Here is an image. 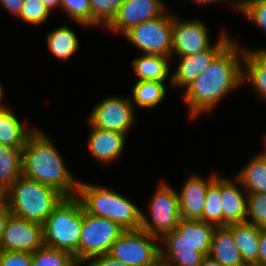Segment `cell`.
I'll return each instance as SVG.
<instances>
[{"label":"cell","instance_id":"obj_7","mask_svg":"<svg viewBox=\"0 0 266 266\" xmlns=\"http://www.w3.org/2000/svg\"><path fill=\"white\" fill-rule=\"evenodd\" d=\"M157 240L160 239L141 228L125 230L108 254L129 266H150L160 256Z\"/></svg>","mask_w":266,"mask_h":266},{"label":"cell","instance_id":"obj_41","mask_svg":"<svg viewBox=\"0 0 266 266\" xmlns=\"http://www.w3.org/2000/svg\"><path fill=\"white\" fill-rule=\"evenodd\" d=\"M246 51L263 67L266 69V49L248 50Z\"/></svg>","mask_w":266,"mask_h":266},{"label":"cell","instance_id":"obj_29","mask_svg":"<svg viewBox=\"0 0 266 266\" xmlns=\"http://www.w3.org/2000/svg\"><path fill=\"white\" fill-rule=\"evenodd\" d=\"M32 266H80V264L67 251L43 246L32 254Z\"/></svg>","mask_w":266,"mask_h":266},{"label":"cell","instance_id":"obj_20","mask_svg":"<svg viewBox=\"0 0 266 266\" xmlns=\"http://www.w3.org/2000/svg\"><path fill=\"white\" fill-rule=\"evenodd\" d=\"M209 256L222 266H247L227 227H217L213 233Z\"/></svg>","mask_w":266,"mask_h":266},{"label":"cell","instance_id":"obj_3","mask_svg":"<svg viewBox=\"0 0 266 266\" xmlns=\"http://www.w3.org/2000/svg\"><path fill=\"white\" fill-rule=\"evenodd\" d=\"M76 196L86 213L115 221L125 230L140 229L142 212L120 193L79 182Z\"/></svg>","mask_w":266,"mask_h":266},{"label":"cell","instance_id":"obj_38","mask_svg":"<svg viewBox=\"0 0 266 266\" xmlns=\"http://www.w3.org/2000/svg\"><path fill=\"white\" fill-rule=\"evenodd\" d=\"M258 266H266V229L261 230L259 237Z\"/></svg>","mask_w":266,"mask_h":266},{"label":"cell","instance_id":"obj_26","mask_svg":"<svg viewBox=\"0 0 266 266\" xmlns=\"http://www.w3.org/2000/svg\"><path fill=\"white\" fill-rule=\"evenodd\" d=\"M50 51L61 60L69 59L78 49L77 35L67 26H61L50 32L47 37Z\"/></svg>","mask_w":266,"mask_h":266},{"label":"cell","instance_id":"obj_28","mask_svg":"<svg viewBox=\"0 0 266 266\" xmlns=\"http://www.w3.org/2000/svg\"><path fill=\"white\" fill-rule=\"evenodd\" d=\"M221 198V178L217 176L207 188L204 209L199 220L222 227Z\"/></svg>","mask_w":266,"mask_h":266},{"label":"cell","instance_id":"obj_30","mask_svg":"<svg viewBox=\"0 0 266 266\" xmlns=\"http://www.w3.org/2000/svg\"><path fill=\"white\" fill-rule=\"evenodd\" d=\"M245 69H243V81L250 82L259 93V96L266 100V69L263 68L247 51L243 58Z\"/></svg>","mask_w":266,"mask_h":266},{"label":"cell","instance_id":"obj_46","mask_svg":"<svg viewBox=\"0 0 266 266\" xmlns=\"http://www.w3.org/2000/svg\"><path fill=\"white\" fill-rule=\"evenodd\" d=\"M192 1H194L195 3L197 2V3L205 5V3L209 4V3H214L217 1H223V0H192Z\"/></svg>","mask_w":266,"mask_h":266},{"label":"cell","instance_id":"obj_12","mask_svg":"<svg viewBox=\"0 0 266 266\" xmlns=\"http://www.w3.org/2000/svg\"><path fill=\"white\" fill-rule=\"evenodd\" d=\"M232 40L223 30L219 40L215 45L200 51L195 55L179 56L180 63L176 72L171 76V85L186 88L197 77L204 73L210 66L214 58L231 42Z\"/></svg>","mask_w":266,"mask_h":266},{"label":"cell","instance_id":"obj_1","mask_svg":"<svg viewBox=\"0 0 266 266\" xmlns=\"http://www.w3.org/2000/svg\"><path fill=\"white\" fill-rule=\"evenodd\" d=\"M246 49L231 41L212 61L207 70L185 89L184 99L190 119L214 109L229 92L243 83V62ZM240 58H242L240 60Z\"/></svg>","mask_w":266,"mask_h":266},{"label":"cell","instance_id":"obj_33","mask_svg":"<svg viewBox=\"0 0 266 266\" xmlns=\"http://www.w3.org/2000/svg\"><path fill=\"white\" fill-rule=\"evenodd\" d=\"M60 6L79 25H92V10L89 0H60Z\"/></svg>","mask_w":266,"mask_h":266},{"label":"cell","instance_id":"obj_44","mask_svg":"<svg viewBox=\"0 0 266 266\" xmlns=\"http://www.w3.org/2000/svg\"><path fill=\"white\" fill-rule=\"evenodd\" d=\"M49 11L51 9L60 6V0H41Z\"/></svg>","mask_w":266,"mask_h":266},{"label":"cell","instance_id":"obj_6","mask_svg":"<svg viewBox=\"0 0 266 266\" xmlns=\"http://www.w3.org/2000/svg\"><path fill=\"white\" fill-rule=\"evenodd\" d=\"M125 231L115 221L90 215L83 208V223L79 240V264L108 254L114 242Z\"/></svg>","mask_w":266,"mask_h":266},{"label":"cell","instance_id":"obj_24","mask_svg":"<svg viewBox=\"0 0 266 266\" xmlns=\"http://www.w3.org/2000/svg\"><path fill=\"white\" fill-rule=\"evenodd\" d=\"M23 147L0 145V186L7 191L22 176Z\"/></svg>","mask_w":266,"mask_h":266},{"label":"cell","instance_id":"obj_5","mask_svg":"<svg viewBox=\"0 0 266 266\" xmlns=\"http://www.w3.org/2000/svg\"><path fill=\"white\" fill-rule=\"evenodd\" d=\"M63 197L50 186L20 176L7 191V205L12 215L43 225Z\"/></svg>","mask_w":266,"mask_h":266},{"label":"cell","instance_id":"obj_34","mask_svg":"<svg viewBox=\"0 0 266 266\" xmlns=\"http://www.w3.org/2000/svg\"><path fill=\"white\" fill-rule=\"evenodd\" d=\"M247 215L250 220L247 222L266 229V194L265 193H247Z\"/></svg>","mask_w":266,"mask_h":266},{"label":"cell","instance_id":"obj_11","mask_svg":"<svg viewBox=\"0 0 266 266\" xmlns=\"http://www.w3.org/2000/svg\"><path fill=\"white\" fill-rule=\"evenodd\" d=\"M44 246L43 225L11 215L7 221L1 251L33 254Z\"/></svg>","mask_w":266,"mask_h":266},{"label":"cell","instance_id":"obj_47","mask_svg":"<svg viewBox=\"0 0 266 266\" xmlns=\"http://www.w3.org/2000/svg\"><path fill=\"white\" fill-rule=\"evenodd\" d=\"M2 95H3V88H2V86H1V84H0V100H2L1 98H2ZM3 106V104L2 105H0V108Z\"/></svg>","mask_w":266,"mask_h":266},{"label":"cell","instance_id":"obj_40","mask_svg":"<svg viewBox=\"0 0 266 266\" xmlns=\"http://www.w3.org/2000/svg\"><path fill=\"white\" fill-rule=\"evenodd\" d=\"M11 215L12 213L8 205L0 208V251H1V243H2L4 231H5V227Z\"/></svg>","mask_w":266,"mask_h":266},{"label":"cell","instance_id":"obj_16","mask_svg":"<svg viewBox=\"0 0 266 266\" xmlns=\"http://www.w3.org/2000/svg\"><path fill=\"white\" fill-rule=\"evenodd\" d=\"M87 146L92 156L103 163H110L122 155L126 134L91 126Z\"/></svg>","mask_w":266,"mask_h":266},{"label":"cell","instance_id":"obj_14","mask_svg":"<svg viewBox=\"0 0 266 266\" xmlns=\"http://www.w3.org/2000/svg\"><path fill=\"white\" fill-rule=\"evenodd\" d=\"M161 2V0H123L117 15L107 29L125 34L135 25L160 17L165 13V7Z\"/></svg>","mask_w":266,"mask_h":266},{"label":"cell","instance_id":"obj_19","mask_svg":"<svg viewBox=\"0 0 266 266\" xmlns=\"http://www.w3.org/2000/svg\"><path fill=\"white\" fill-rule=\"evenodd\" d=\"M233 234L235 245L247 266L258 265L261 228L250 222L232 223L226 226Z\"/></svg>","mask_w":266,"mask_h":266},{"label":"cell","instance_id":"obj_22","mask_svg":"<svg viewBox=\"0 0 266 266\" xmlns=\"http://www.w3.org/2000/svg\"><path fill=\"white\" fill-rule=\"evenodd\" d=\"M26 124L13 114L6 106L0 108V145L24 147L29 135L34 131L25 128ZM30 131V132H28Z\"/></svg>","mask_w":266,"mask_h":266},{"label":"cell","instance_id":"obj_18","mask_svg":"<svg viewBox=\"0 0 266 266\" xmlns=\"http://www.w3.org/2000/svg\"><path fill=\"white\" fill-rule=\"evenodd\" d=\"M160 239L165 243L163 248L160 246V255L175 266L201 265L205 255L196 251L195 247L185 242L176 230L167 232Z\"/></svg>","mask_w":266,"mask_h":266},{"label":"cell","instance_id":"obj_42","mask_svg":"<svg viewBox=\"0 0 266 266\" xmlns=\"http://www.w3.org/2000/svg\"><path fill=\"white\" fill-rule=\"evenodd\" d=\"M150 266H175V265L160 255Z\"/></svg>","mask_w":266,"mask_h":266},{"label":"cell","instance_id":"obj_35","mask_svg":"<svg viewBox=\"0 0 266 266\" xmlns=\"http://www.w3.org/2000/svg\"><path fill=\"white\" fill-rule=\"evenodd\" d=\"M49 13L50 11L41 0H25L19 17L28 23L39 26L46 21Z\"/></svg>","mask_w":266,"mask_h":266},{"label":"cell","instance_id":"obj_32","mask_svg":"<svg viewBox=\"0 0 266 266\" xmlns=\"http://www.w3.org/2000/svg\"><path fill=\"white\" fill-rule=\"evenodd\" d=\"M234 6L249 21L266 31V0H240Z\"/></svg>","mask_w":266,"mask_h":266},{"label":"cell","instance_id":"obj_13","mask_svg":"<svg viewBox=\"0 0 266 266\" xmlns=\"http://www.w3.org/2000/svg\"><path fill=\"white\" fill-rule=\"evenodd\" d=\"M209 39L203 22L197 19L180 22L173 16L172 55H195L211 46Z\"/></svg>","mask_w":266,"mask_h":266},{"label":"cell","instance_id":"obj_39","mask_svg":"<svg viewBox=\"0 0 266 266\" xmlns=\"http://www.w3.org/2000/svg\"><path fill=\"white\" fill-rule=\"evenodd\" d=\"M25 0H0V5L19 16Z\"/></svg>","mask_w":266,"mask_h":266},{"label":"cell","instance_id":"obj_21","mask_svg":"<svg viewBox=\"0 0 266 266\" xmlns=\"http://www.w3.org/2000/svg\"><path fill=\"white\" fill-rule=\"evenodd\" d=\"M217 227L201 220L180 219L176 231L183 237L185 242L195 247V250L209 255L212 236Z\"/></svg>","mask_w":266,"mask_h":266},{"label":"cell","instance_id":"obj_17","mask_svg":"<svg viewBox=\"0 0 266 266\" xmlns=\"http://www.w3.org/2000/svg\"><path fill=\"white\" fill-rule=\"evenodd\" d=\"M239 181L221 178L222 227L247 219V193L238 188Z\"/></svg>","mask_w":266,"mask_h":266},{"label":"cell","instance_id":"obj_4","mask_svg":"<svg viewBox=\"0 0 266 266\" xmlns=\"http://www.w3.org/2000/svg\"><path fill=\"white\" fill-rule=\"evenodd\" d=\"M83 206L74 195L63 197L43 224L44 246L71 253L79 263Z\"/></svg>","mask_w":266,"mask_h":266},{"label":"cell","instance_id":"obj_27","mask_svg":"<svg viewBox=\"0 0 266 266\" xmlns=\"http://www.w3.org/2000/svg\"><path fill=\"white\" fill-rule=\"evenodd\" d=\"M166 95V88L160 81H137L133 86V102L139 107L153 108Z\"/></svg>","mask_w":266,"mask_h":266},{"label":"cell","instance_id":"obj_23","mask_svg":"<svg viewBox=\"0 0 266 266\" xmlns=\"http://www.w3.org/2000/svg\"><path fill=\"white\" fill-rule=\"evenodd\" d=\"M169 57L161 55L145 54L132 61L133 69L137 75V81L164 82L169 74Z\"/></svg>","mask_w":266,"mask_h":266},{"label":"cell","instance_id":"obj_25","mask_svg":"<svg viewBox=\"0 0 266 266\" xmlns=\"http://www.w3.org/2000/svg\"><path fill=\"white\" fill-rule=\"evenodd\" d=\"M236 179L244 186L246 193L266 194V154L262 152L251 159Z\"/></svg>","mask_w":266,"mask_h":266},{"label":"cell","instance_id":"obj_48","mask_svg":"<svg viewBox=\"0 0 266 266\" xmlns=\"http://www.w3.org/2000/svg\"><path fill=\"white\" fill-rule=\"evenodd\" d=\"M266 139V138H265ZM265 143H266V141H265ZM265 151H264V153L266 154V144H265V149H264Z\"/></svg>","mask_w":266,"mask_h":266},{"label":"cell","instance_id":"obj_8","mask_svg":"<svg viewBox=\"0 0 266 266\" xmlns=\"http://www.w3.org/2000/svg\"><path fill=\"white\" fill-rule=\"evenodd\" d=\"M173 16L164 13L132 27L124 35L145 54L172 55Z\"/></svg>","mask_w":266,"mask_h":266},{"label":"cell","instance_id":"obj_36","mask_svg":"<svg viewBox=\"0 0 266 266\" xmlns=\"http://www.w3.org/2000/svg\"><path fill=\"white\" fill-rule=\"evenodd\" d=\"M0 266H32V254L19 251H0Z\"/></svg>","mask_w":266,"mask_h":266},{"label":"cell","instance_id":"obj_45","mask_svg":"<svg viewBox=\"0 0 266 266\" xmlns=\"http://www.w3.org/2000/svg\"><path fill=\"white\" fill-rule=\"evenodd\" d=\"M7 205V190L0 186V208Z\"/></svg>","mask_w":266,"mask_h":266},{"label":"cell","instance_id":"obj_15","mask_svg":"<svg viewBox=\"0 0 266 266\" xmlns=\"http://www.w3.org/2000/svg\"><path fill=\"white\" fill-rule=\"evenodd\" d=\"M216 177L217 175L213 174L206 180L193 175L187 180L181 193H177L182 219L199 220L202 217L207 188Z\"/></svg>","mask_w":266,"mask_h":266},{"label":"cell","instance_id":"obj_43","mask_svg":"<svg viewBox=\"0 0 266 266\" xmlns=\"http://www.w3.org/2000/svg\"><path fill=\"white\" fill-rule=\"evenodd\" d=\"M200 266H222L217 260L211 258L209 255L205 256Z\"/></svg>","mask_w":266,"mask_h":266},{"label":"cell","instance_id":"obj_10","mask_svg":"<svg viewBox=\"0 0 266 266\" xmlns=\"http://www.w3.org/2000/svg\"><path fill=\"white\" fill-rule=\"evenodd\" d=\"M134 117L130 99L108 97L91 111L89 122L91 126L126 134L131 129Z\"/></svg>","mask_w":266,"mask_h":266},{"label":"cell","instance_id":"obj_9","mask_svg":"<svg viewBox=\"0 0 266 266\" xmlns=\"http://www.w3.org/2000/svg\"><path fill=\"white\" fill-rule=\"evenodd\" d=\"M149 208L152 221L149 222L146 215L141 213L140 228L142 230L160 239L167 232L176 229L181 215L178 196L173 188L161 183V186L151 197Z\"/></svg>","mask_w":266,"mask_h":266},{"label":"cell","instance_id":"obj_31","mask_svg":"<svg viewBox=\"0 0 266 266\" xmlns=\"http://www.w3.org/2000/svg\"><path fill=\"white\" fill-rule=\"evenodd\" d=\"M123 0H89L92 10V26L107 27L117 15Z\"/></svg>","mask_w":266,"mask_h":266},{"label":"cell","instance_id":"obj_37","mask_svg":"<svg viewBox=\"0 0 266 266\" xmlns=\"http://www.w3.org/2000/svg\"><path fill=\"white\" fill-rule=\"evenodd\" d=\"M92 262L86 266H129L109 254L98 255L90 259Z\"/></svg>","mask_w":266,"mask_h":266},{"label":"cell","instance_id":"obj_2","mask_svg":"<svg viewBox=\"0 0 266 266\" xmlns=\"http://www.w3.org/2000/svg\"><path fill=\"white\" fill-rule=\"evenodd\" d=\"M51 140L39 129L29 135L22 151V176L50 186L64 197L77 193L76 181Z\"/></svg>","mask_w":266,"mask_h":266}]
</instances>
